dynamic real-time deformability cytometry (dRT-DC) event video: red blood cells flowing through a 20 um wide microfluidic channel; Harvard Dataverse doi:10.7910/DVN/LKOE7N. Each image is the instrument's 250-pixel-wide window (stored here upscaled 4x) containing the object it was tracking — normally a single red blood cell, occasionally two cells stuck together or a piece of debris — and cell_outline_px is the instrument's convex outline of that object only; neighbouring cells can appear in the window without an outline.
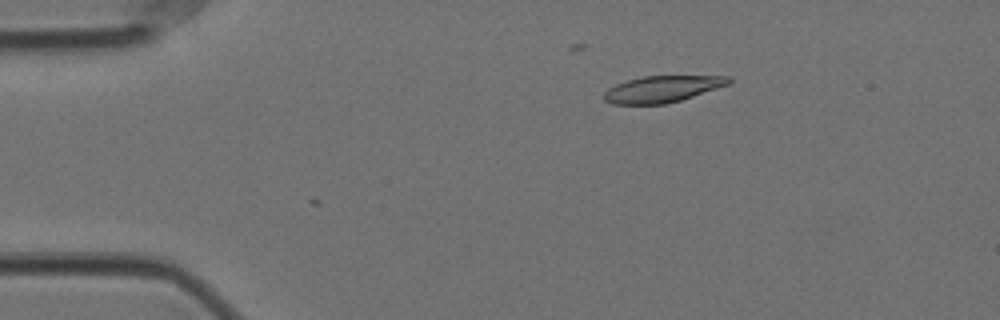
{"species": "Egyptian fruit bat (a non-hibernating species)", "species_latin": "Rousettus aegyptiacus", "temperature_condition": "cold", "stored_images_in_passage": 4, "camera_frame_rate_fps": 3000, "um_per_image_px": 0.085, "animal": {"sex": "female"}, "frame": {"image": 1, "passage_image": 1, "time_ms": 0.0, "image_size_px": [1000, 320], "cell_outline_px": [[732, 80], [728, 84], [680, 100], [664, 104], [612, 104], [604, 100], [604, 92], [608, 88], [616, 84], [628, 80], [644, 76], [732, 76]], "centroid_in_image_um": [56.26, 7.56], "position_along_channel_um": 28.7, "area_um2": 19.02}}